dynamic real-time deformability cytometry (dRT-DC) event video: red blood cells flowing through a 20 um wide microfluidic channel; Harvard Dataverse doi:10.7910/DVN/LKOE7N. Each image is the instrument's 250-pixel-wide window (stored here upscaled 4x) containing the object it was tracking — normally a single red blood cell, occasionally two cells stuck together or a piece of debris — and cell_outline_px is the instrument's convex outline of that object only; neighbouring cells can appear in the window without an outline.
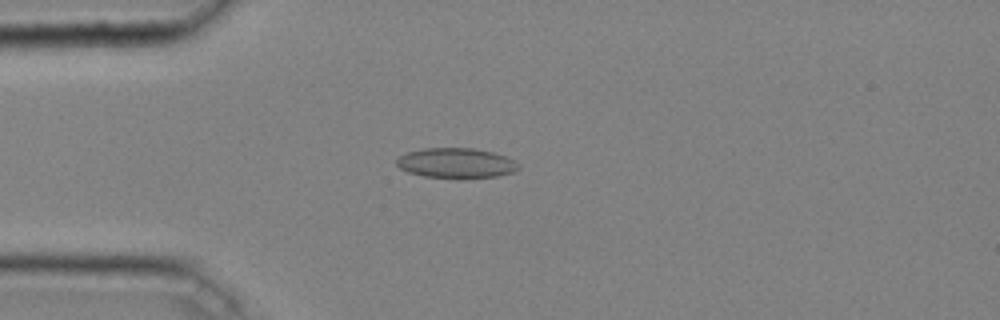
{"species": "common noctule bat (a hibernating species)", "species_latin": "Nyctalus noctula", "temperature_condition": "cold", "stored_images_in_passage": 45, "camera_frame_rate_fps": 3000, "um_per_image_px": 0.085, "animal": {"sex": "male", "body_mass_g": 20.4}, "frame": {"image": 1, "passage_image": 11, "time_ms": 3.333, "image_size_px": [1000, 320], "cell_outline_px": [[520, 168], [512, 172], [496, 176], [460, 180], [424, 176], [408, 172], [400, 168], [396, 164], [396, 160], [400, 156], [408, 152], [424, 148], [472, 148], [492, 152], [504, 156], [520, 164]], "centroid_in_image_um": [38.77, 13.89], "position_along_channel_um": 46.2, "area_um2": 21.62}}
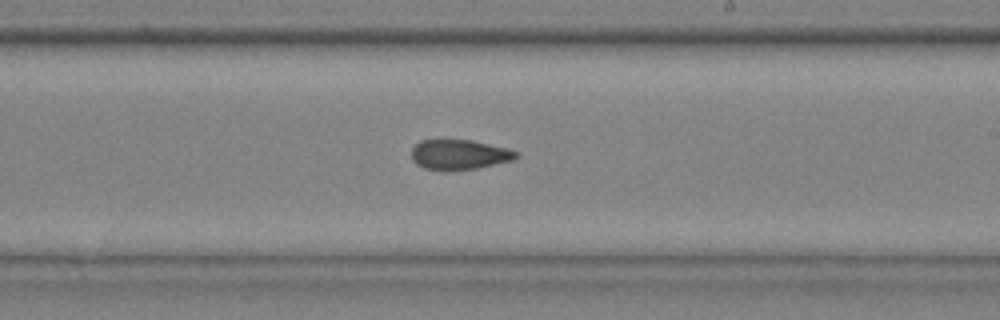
{"frame": {"image": 2, "passage_image": 27, "time_ms": 8.667, "image_size_px": [1000, 320], "cell_outline_px": [[520, 156], [512, 160], [476, 168], [452, 172], [444, 172], [424, 168], [416, 164], [412, 160], [412, 148], [420, 140], [472, 140], [508, 148], [520, 152]], "centroid_in_image_um": [39.04, 13.16], "position_along_channel_um": 250.0, "area_um2": 18.67}}
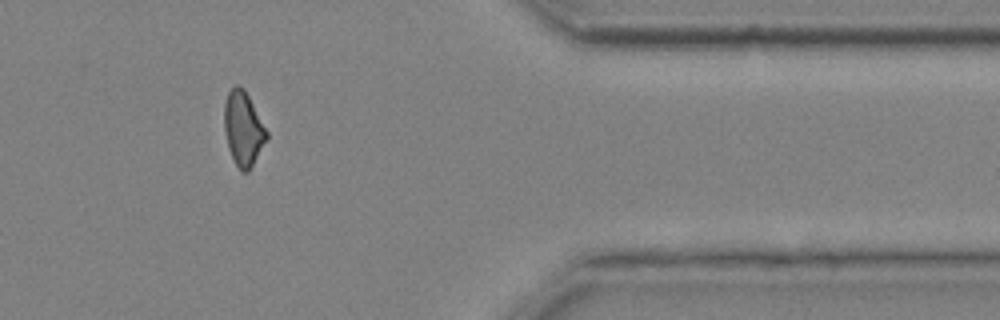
{"frame": {"image": 3, "passage_image": 39, "time_ms": 12.667, "image_size_px": [1000, 320], "cell_outline_px": [[268, 140], [248, 172], [240, 172], [228, 148], [224, 128], [224, 104], [228, 92], [236, 84], [244, 88], [268, 132]], "centroid_in_image_um": [20.68, 10.95], "position_along_channel_um": 390.7, "area_um2": 18.38}, "authors_computed_cell_mechanics": {"area_um2": 19.2474, "velocity_mm_per_s": 4.0815, "shape_relaxation_time_tau1_ms": null, "shape_relaxation_time_tau2_ms": 2.1996, "deformation_change_tau1": null, "deformation_change_tau2": 0.092}}